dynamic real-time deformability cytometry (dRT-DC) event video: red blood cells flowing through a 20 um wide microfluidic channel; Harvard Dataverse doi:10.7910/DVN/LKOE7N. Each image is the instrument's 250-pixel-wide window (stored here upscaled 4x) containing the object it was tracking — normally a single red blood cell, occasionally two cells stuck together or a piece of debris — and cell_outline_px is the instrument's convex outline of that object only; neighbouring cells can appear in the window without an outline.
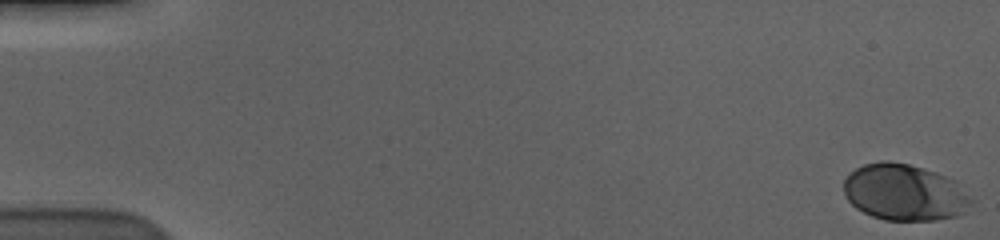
{"species": "human", "species_latin": "Homo sapiens", "temperature_condition": "cold", "stored_images_in_passage": 59, "camera_frame_rate_fps": 3000, "um_per_image_px": 0.085, "donor": {"sex": "male"}, "frame": {"image": 1, "passage_image": 1, "time_ms": 0.0, "image_size_px": [1000, 240], "cell_outline_px": [[976, 200], [964, 212], [956, 216], [936, 220], [884, 220], [872, 216], [856, 208], [848, 200], [844, 192], [844, 180], [856, 168], [864, 164], [880, 160], [888, 160], [908, 164], [924, 168], [936, 172], [956, 180]], "centroid_in_image_um": [76.94, 16.35], "position_along_channel_um": 8.1, "area_um2": 42.37}}
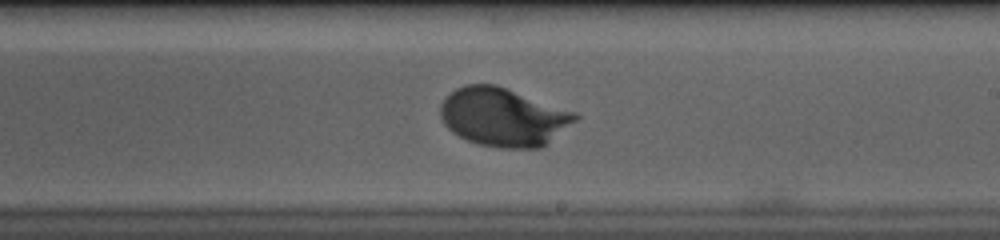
{"frame": {"image": 2, "passage_image": 36, "time_ms": 11.667, "image_size_px": [1000, 240], "cell_outline_px": [[580, 116], [576, 120], [544, 148], [500, 148], [476, 144], [452, 132], [444, 124], [440, 116], [440, 104], [456, 88], [464, 84], [496, 84], [576, 112]], "centroid_in_image_um": [42.8, 9.96], "position_along_channel_um": 246.2, "area_um2": 46.12}}
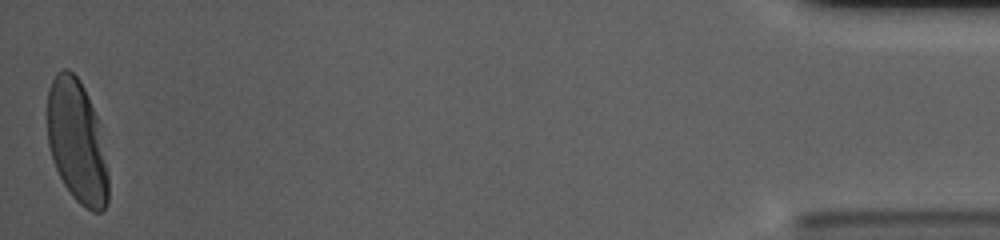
{"frame": {"image": 3, "passage_image": 59, "time_ms": 19.333, "image_size_px": [1000, 240], "cell_outline_px": [[108, 204], [100, 212], [92, 212], [84, 208], [72, 196], [64, 184], [52, 160], [48, 144], [48, 88], [56, 72], [64, 68], [68, 68], [80, 80], [100, 120], [108, 172]], "centroid_in_image_um": [6.56, 12.04], "position_along_channel_um": 428.6, "area_um2": 44.27}, "authors_computed_cell_mechanics": {"area_um2": 42.8876, "velocity_mm_per_s": 3.5139, "shape_relaxation_time_tau1_ms": 2.2984, "shape_relaxation_time_tau2_ms": null, "deformation_change_tau1": 0.1495, "deformation_change_tau2": null}}